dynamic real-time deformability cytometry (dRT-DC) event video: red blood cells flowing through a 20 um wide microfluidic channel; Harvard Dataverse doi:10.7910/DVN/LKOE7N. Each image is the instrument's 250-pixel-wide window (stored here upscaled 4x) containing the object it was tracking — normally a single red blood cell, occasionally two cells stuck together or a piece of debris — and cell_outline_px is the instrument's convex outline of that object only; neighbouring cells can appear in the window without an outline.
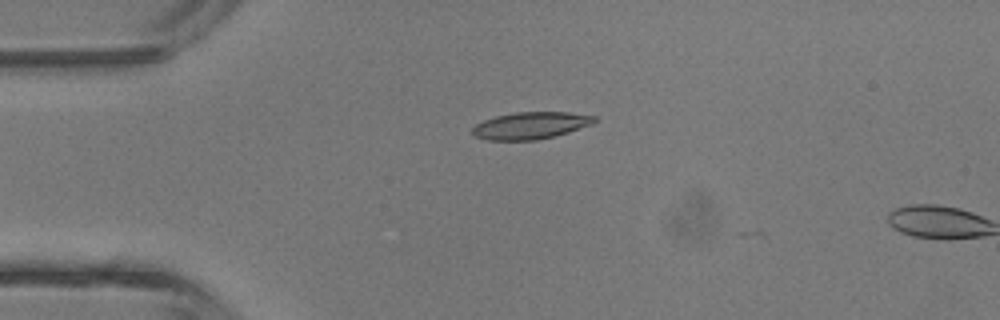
{"species": "common noctule bat (a hibernating species)", "species_latin": "Nyctalus noctula", "temperature_condition": "room temperature", "stored_images_in_passage": 3, "camera_frame_rate_fps": 3000, "um_per_image_px": 0.085, "animal": {"sex": "male", "body_mass_g": 13.3}, "frame": {"image": 1, "passage_image": 2, "time_ms": 2.0, "image_size_px": [1000, 320], "cell_outline_px": [[596, 120], [592, 124], [568, 132], [536, 140], [488, 140], [472, 136], [472, 128], [476, 124], [484, 120], [496, 116], [516, 112], [568, 112], [596, 116]], "centroid_in_image_um": [45.07, 10.67], "position_along_channel_um": 39.9, "area_um2": 19.13}}